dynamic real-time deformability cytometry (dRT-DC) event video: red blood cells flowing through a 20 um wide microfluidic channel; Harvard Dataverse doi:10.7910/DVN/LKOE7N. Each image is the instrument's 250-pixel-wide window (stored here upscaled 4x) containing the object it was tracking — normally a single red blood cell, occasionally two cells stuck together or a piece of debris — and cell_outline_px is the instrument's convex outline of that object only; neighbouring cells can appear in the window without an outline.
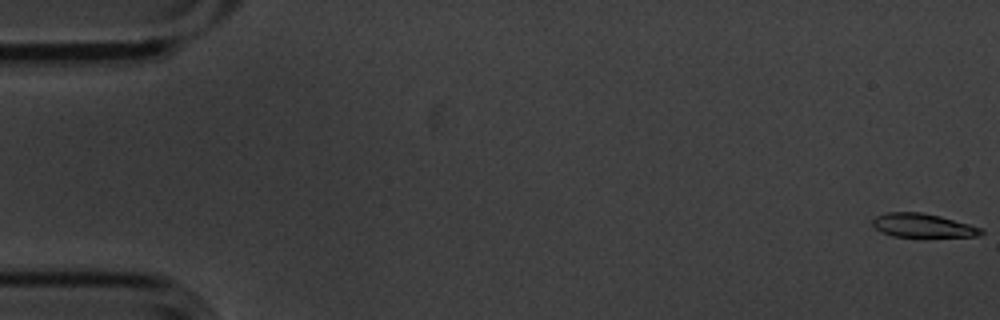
{"species": "common noctule bat (a hibernating species)", "species_latin": "Nyctalus noctula", "temperature_condition": "cold", "stored_images_in_passage": 5, "camera_frame_rate_fps": 3000, "um_per_image_px": 0.085, "animal": {"sex": "male", "body_mass_g": 20.1, "forearm_length_mm": 53.5}, "frame": {"image": 1, "passage_image": 1, "time_ms": 0.0, "image_size_px": [1000, 320], "cell_outline_px": [[984, 232], [980, 236], [892, 236], [880, 232], [872, 224], [872, 220], [876, 216], [888, 212], [920, 212], [940, 216], [984, 228]], "centroid_in_image_um": [78.44, 19.16], "position_along_channel_um": 6.6, "area_um2": 14.91}}
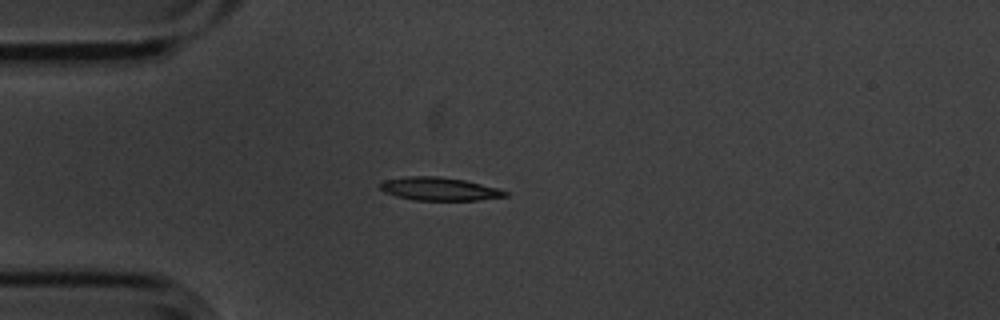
{"frame": {"image": 2, "passage_image": 5, "time_ms": 1.333, "image_size_px": [1000, 320], "cell_outline_px": [[508, 196], [476, 200], [416, 200], [396, 196], [384, 192], [380, 188], [380, 184], [384, 180], [408, 176], [436, 176], [464, 180], [496, 188], [508, 192]], "centroid_in_image_um": [37.31, 16.06], "position_along_channel_um": 47.7, "area_um2": 16.65}}